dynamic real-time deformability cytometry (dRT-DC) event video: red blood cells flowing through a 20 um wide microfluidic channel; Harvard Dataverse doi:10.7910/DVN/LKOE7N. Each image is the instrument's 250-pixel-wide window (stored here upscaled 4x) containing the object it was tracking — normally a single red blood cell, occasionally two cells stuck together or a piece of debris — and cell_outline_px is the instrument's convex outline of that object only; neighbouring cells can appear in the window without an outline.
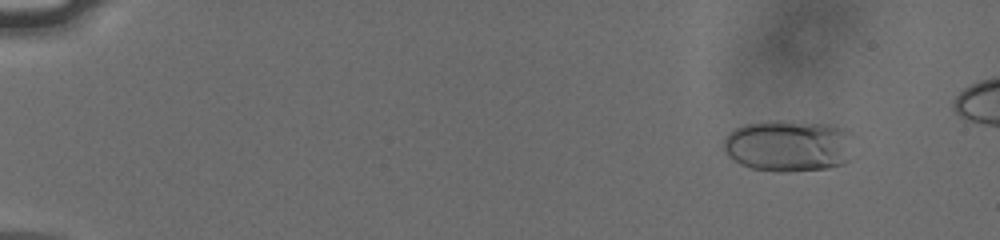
{"species": "human", "species_latin": "Homo sapiens", "temperature_condition": "cold", "stored_images_in_passage": 57, "camera_frame_rate_fps": 3000, "um_per_image_px": 0.085, "donor": {"sex": "male"}, "frame": {"image": 1, "passage_image": 7, "time_ms": 2.0, "image_size_px": [1000, 240], "cell_outline_px": [[856, 136], [852, 160], [844, 164], [828, 168], [792, 172], [776, 172], [752, 168], [740, 164], [728, 156], [724, 152], [724, 140], [728, 132], [744, 124], [776, 120], [780, 120], [828, 124], [848, 128]], "centroid_in_image_um": [67.14, 12.39], "position_along_channel_um": 17.9, "area_um2": 40.58}}
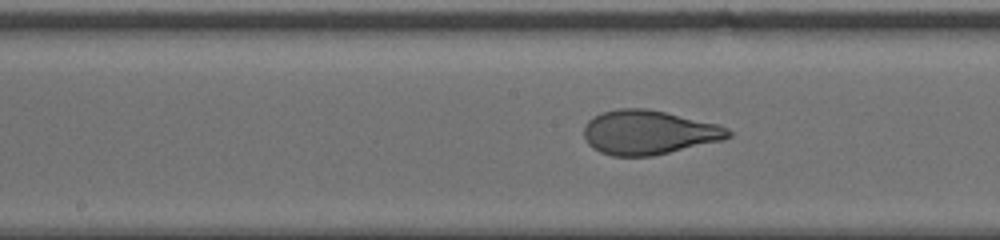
{"frame": {"image": 2, "passage_image": 32, "time_ms": 10.333, "image_size_px": [1000, 240], "cell_outline_px": [[732, 136], [724, 140], [652, 156], [612, 156], [600, 152], [592, 148], [588, 144], [584, 136], [584, 128], [588, 120], [604, 112], [620, 108], [648, 108], [720, 124], [728, 128], [732, 132]], "centroid_in_image_um": [55.17, 11.25], "position_along_channel_um": 193.0, "area_um2": 37.4}}
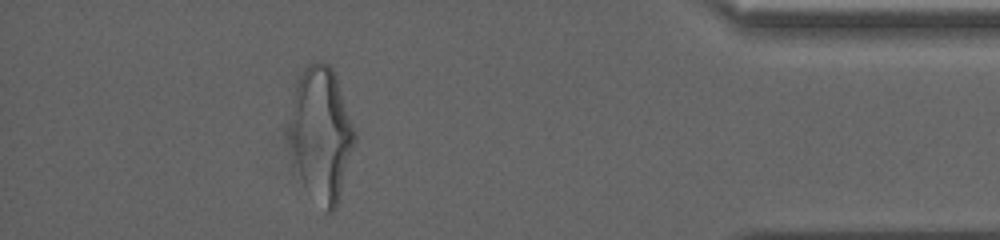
{"frame": {"image": 3, "passage_image": 52, "time_ms": 17.0, "image_size_px": [1000, 240], "cell_outline_px": [[356, 140], [336, 208], [332, 212], [328, 212], [304, 184], [292, 164], [292, 100], [296, 84], [304, 68], [308, 64], [316, 60], [328, 64], [332, 68], [336, 76], [356, 132]], "centroid_in_image_um": [27.33, 11.35], "position_along_channel_um": 407.9, "area_um2": 49.82}}